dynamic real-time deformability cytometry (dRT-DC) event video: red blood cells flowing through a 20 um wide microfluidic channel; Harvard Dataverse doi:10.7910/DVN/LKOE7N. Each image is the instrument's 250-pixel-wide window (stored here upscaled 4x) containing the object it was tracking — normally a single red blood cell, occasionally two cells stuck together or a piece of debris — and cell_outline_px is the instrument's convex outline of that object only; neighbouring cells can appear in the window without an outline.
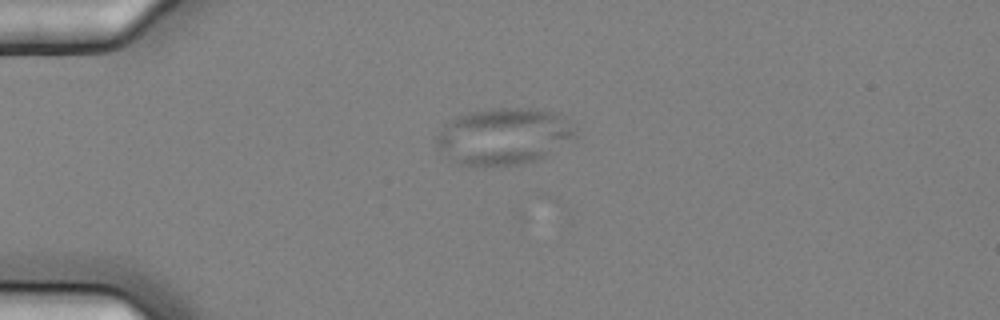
{"species": "common noctule bat (a hibernating species)", "species_latin": "Nyctalus noctula", "temperature_condition": "cold", "stored_images_in_passage": 5, "camera_frame_rate_fps": 3000, "um_per_image_px": 0.085, "animal": {"sex": "female", "body_mass_g": 25.1}, "frame": {"image": 1, "passage_image": 1, "time_ms": 0.0, "image_size_px": [1000, 320], "cell_outline_px": [[576, 132], [572, 136], [544, 156], [536, 160], [520, 164], [484, 168], [472, 168], [460, 164], [452, 160], [436, 148], [436, 136], [444, 124], [448, 120], [456, 116], [468, 112], [492, 108], [532, 108], [560, 112], [576, 128]], "centroid_in_image_um": [42.73, 11.59], "position_along_channel_um": 42.3, "area_um2": 46.41}}